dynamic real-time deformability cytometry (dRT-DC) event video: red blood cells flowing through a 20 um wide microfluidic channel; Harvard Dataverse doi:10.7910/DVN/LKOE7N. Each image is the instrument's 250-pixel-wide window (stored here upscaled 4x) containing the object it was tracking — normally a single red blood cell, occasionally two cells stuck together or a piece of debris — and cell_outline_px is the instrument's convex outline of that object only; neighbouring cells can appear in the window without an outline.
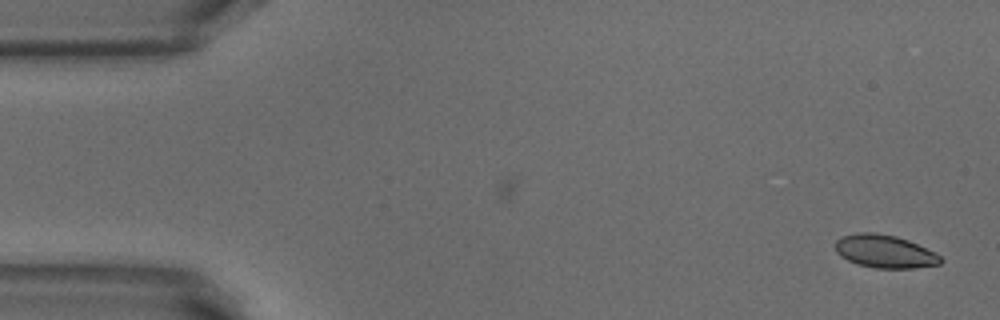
{"species": "common noctule bat (a hibernating species)", "species_latin": "Nyctalus noctula", "temperature_condition": "warm", "stored_images_in_passage": 43, "camera_frame_rate_fps": 3000, "um_per_image_px": 0.085, "animal": {"sex": "male", "body_mass_g": 18.8}, "frame": {"image": 1, "passage_image": 1, "time_ms": 0.0, "image_size_px": [1000, 320], "cell_outline_px": [[944, 260], [940, 264], [912, 268], [876, 268], [856, 264], [840, 256], [836, 252], [836, 240], [840, 236], [856, 232], [876, 232], [896, 236], [908, 240], [936, 252]], "centroid_in_image_um": [75.2, 21.36], "position_along_channel_um": 9.8, "area_um2": 20.46}}
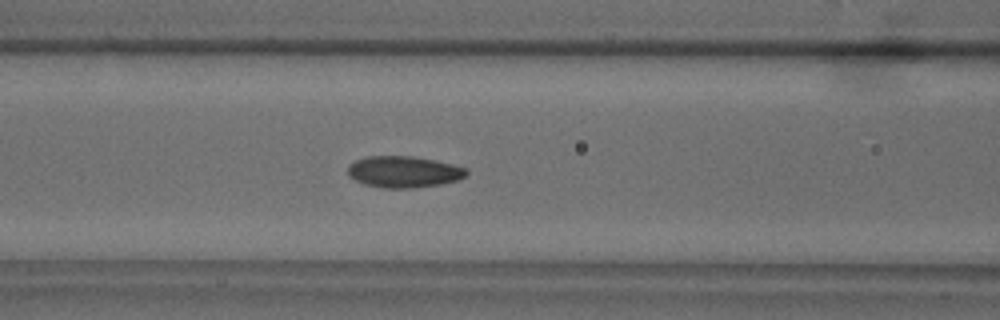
{"frame": {"image": 2, "passage_image": 20, "time_ms": 6.333, "image_size_px": [1000, 320], "cell_outline_px": [[468, 176], [460, 180], [440, 184], [412, 188], [384, 188], [364, 184], [348, 176], [348, 164], [356, 160], [368, 156], [412, 156], [436, 160], [468, 168]], "centroid_in_image_um": [34.35, 14.6], "position_along_channel_um": 132.2, "area_um2": 21.96}}
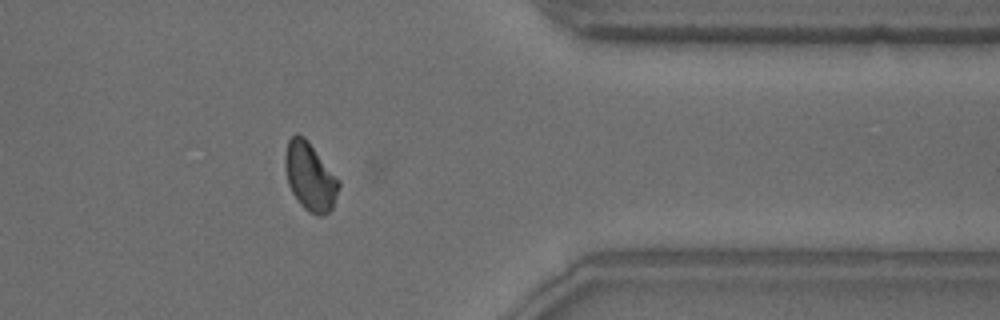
{"frame": {"image": 3, "passage_image": 41, "time_ms": 13.333, "image_size_px": [1000, 320], "cell_outline_px": [[340, 184], [332, 208], [328, 212], [320, 216], [316, 216], [308, 212], [300, 204], [292, 192], [288, 184], [284, 168], [284, 152], [288, 140], [296, 132], [304, 136], [308, 140], [340, 180]], "centroid_in_image_um": [26.33, 14.99], "position_along_channel_um": 385.1, "area_um2": 21.56}}